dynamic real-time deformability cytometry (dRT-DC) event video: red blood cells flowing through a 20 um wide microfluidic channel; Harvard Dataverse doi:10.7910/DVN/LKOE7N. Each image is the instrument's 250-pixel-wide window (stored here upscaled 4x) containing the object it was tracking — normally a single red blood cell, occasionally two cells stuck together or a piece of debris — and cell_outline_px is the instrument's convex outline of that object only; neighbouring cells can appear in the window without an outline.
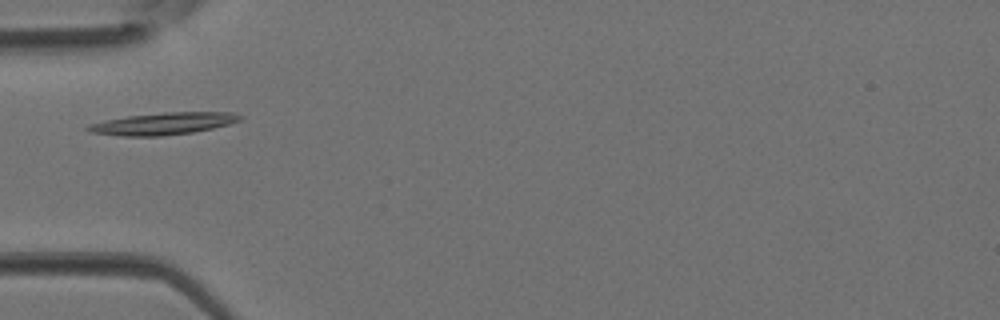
{"species": "Egyptian fruit bat (a non-hibernating species)", "species_latin": "Rousettus aegyptiacus", "temperature_condition": "room temperature", "stored_images_in_passage": 3, "camera_frame_rate_fps": 3000, "um_per_image_px": 0.085, "animal": {"sex": "female"}, "frame": {"image": 1, "passage_image": 3, "time_ms": 0.667, "image_size_px": [1000, 320], "cell_outline_px": [[244, 116], [240, 120], [228, 124], [212, 128], [192, 132], [164, 136], [120, 136], [92, 132], [84, 128], [88, 124], [128, 116], [164, 112], [232, 112]], "centroid_in_image_um": [13.88, 10.51], "position_along_channel_um": 71.1, "area_um2": 19.42}}